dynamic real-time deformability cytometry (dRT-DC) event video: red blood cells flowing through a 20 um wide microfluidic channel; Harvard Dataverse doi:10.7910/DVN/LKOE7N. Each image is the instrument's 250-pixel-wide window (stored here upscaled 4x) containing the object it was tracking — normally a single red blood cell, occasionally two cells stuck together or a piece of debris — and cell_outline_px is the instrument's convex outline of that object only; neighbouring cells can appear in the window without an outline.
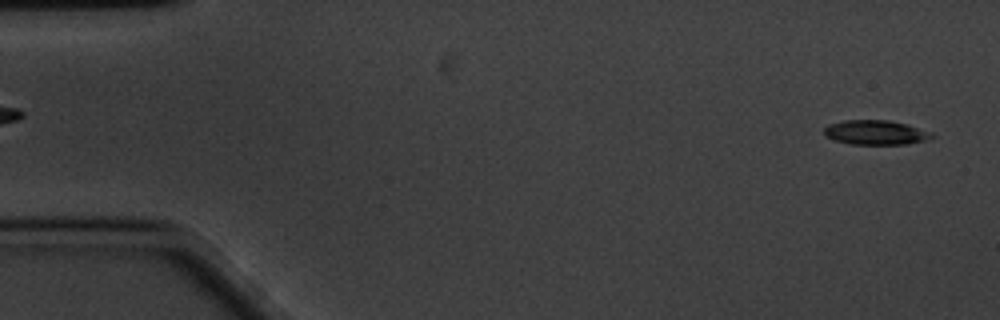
{"species": "common noctule bat (a hibernating species)", "species_latin": "Nyctalus noctula", "temperature_condition": "cold", "stored_images_in_passage": 14, "camera_frame_rate_fps": 3000, "um_per_image_px": 0.085, "animal": {"sex": "male", "body_mass_g": 20.1, "forearm_length_mm": 53.5}, "frame": {"image": 1, "passage_image": 2, "time_ms": 0.333, "image_size_px": [1000, 320], "cell_outline_px": [[936, 136], [928, 140], [908, 144], [852, 144], [836, 140], [824, 136], [824, 128], [828, 124], [844, 120], [888, 120], [908, 124], [932, 132]], "centroid_in_image_um": [74.47, 11.26], "position_along_channel_um": 10.5, "area_um2": 15.55}}
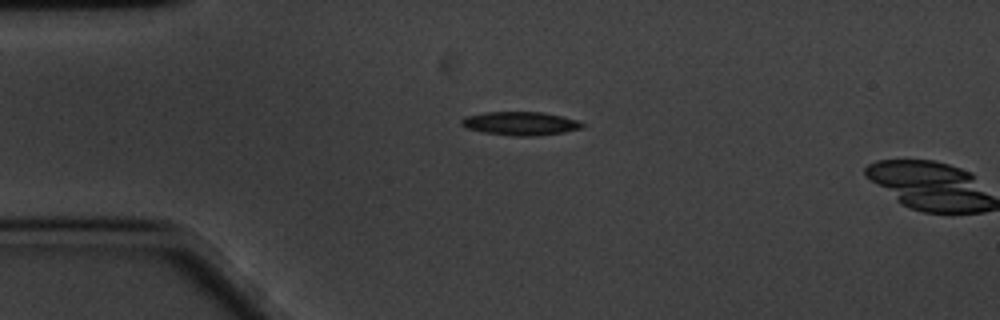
{"frame": {"image": 2, "passage_image": 13, "time_ms": 4.0, "image_size_px": [1000, 320], "cell_outline_px": [[588, 124], [584, 128], [564, 132], [532, 136], [516, 136], [484, 132], [468, 128], [460, 124], [460, 120], [464, 116], [484, 112], [544, 112], [576, 120]], "centroid_in_image_um": [44.25, 10.49], "position_along_channel_um": 40.7, "area_um2": 16.59}}